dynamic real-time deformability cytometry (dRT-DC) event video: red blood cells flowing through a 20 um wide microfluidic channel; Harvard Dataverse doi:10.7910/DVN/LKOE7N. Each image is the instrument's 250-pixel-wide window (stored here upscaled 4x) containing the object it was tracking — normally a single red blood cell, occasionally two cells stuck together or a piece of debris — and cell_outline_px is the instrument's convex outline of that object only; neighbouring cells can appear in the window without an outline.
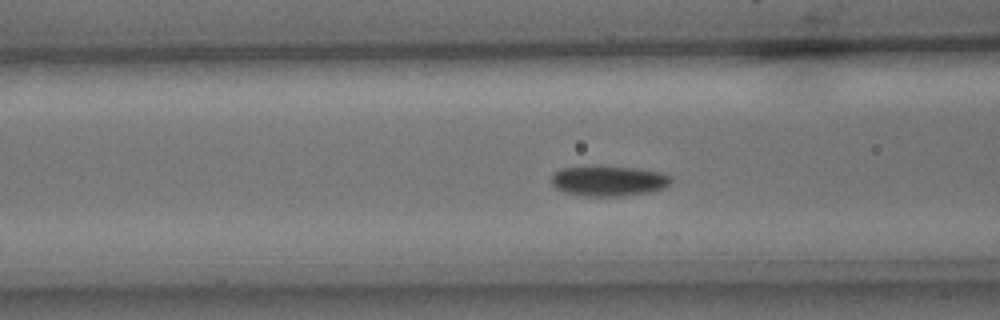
{"species": "common noctule bat (a hibernating species)", "species_latin": "Nyctalus noctula", "temperature_condition": "cold", "stored_images_in_passage": 36, "camera_frame_rate_fps": 3000, "um_per_image_px": 0.085, "animal": {"sex": "male", "body_mass_g": 15.6}, "frame": {"image": 1, "passage_image": 5, "time_ms": 1.333, "image_size_px": [1000, 320], "cell_outline_px": [[672, 180], [664, 188], [648, 192], [624, 196], [576, 196], [564, 192], [556, 188], [552, 184], [552, 176], [560, 168], [600, 164], [640, 168], [664, 172], [672, 176]], "centroid_in_image_um": [51.74, 15.34], "position_along_channel_um": 114.9, "area_um2": 21.96}}
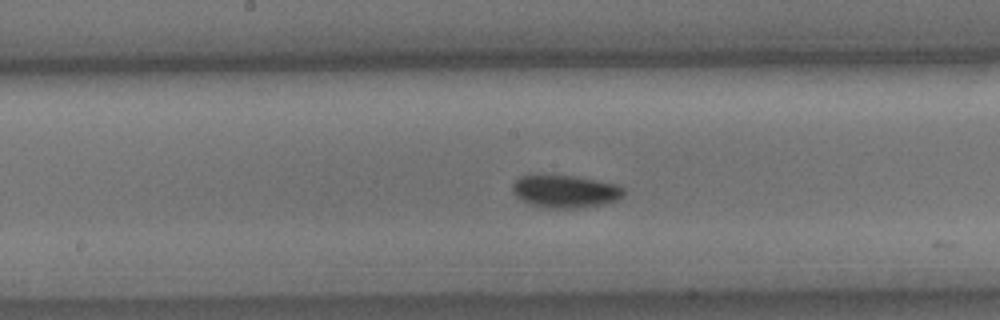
{"frame": {"image": 2, "passage_image": 12, "time_ms": 3.667, "image_size_px": [1000, 320], "cell_outline_px": [[624, 192], [620, 200], [604, 204], [572, 208], [544, 208], [528, 204], [516, 196], [512, 192], [512, 184], [520, 176], [532, 172], [536, 172], [580, 176], [616, 184], [624, 188]], "centroid_in_image_um": [47.99, 16.22], "position_along_channel_um": 200.2, "area_um2": 22.14}}
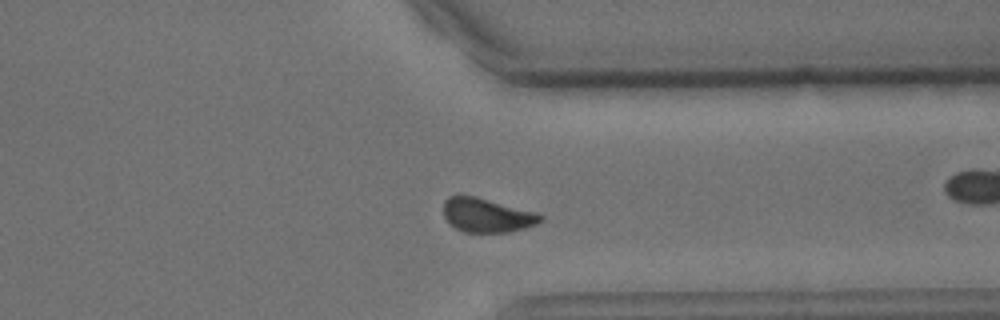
{"frame": {"image": 3, "passage_image": 26, "time_ms": 8.333, "image_size_px": [1000, 320], "cell_outline_px": [[544, 220], [536, 224], [524, 228], [508, 232], [464, 232], [456, 228], [444, 216], [444, 200], [448, 196], [476, 196], [540, 212], [544, 216]], "centroid_in_image_um": [41.46, 18.28], "position_along_channel_um": 369.9, "area_um2": 19.42}, "authors_computed_cell_mechanics": {"area_um2": 20.2589, "velocity_mm_per_s": 3.6468, "shape_relaxation_time_tau1_ms": 3.2132, "shape_relaxation_time_tau2_ms": null, "deformation_change_tau1": 0.1018, "deformation_change_tau2": null}}